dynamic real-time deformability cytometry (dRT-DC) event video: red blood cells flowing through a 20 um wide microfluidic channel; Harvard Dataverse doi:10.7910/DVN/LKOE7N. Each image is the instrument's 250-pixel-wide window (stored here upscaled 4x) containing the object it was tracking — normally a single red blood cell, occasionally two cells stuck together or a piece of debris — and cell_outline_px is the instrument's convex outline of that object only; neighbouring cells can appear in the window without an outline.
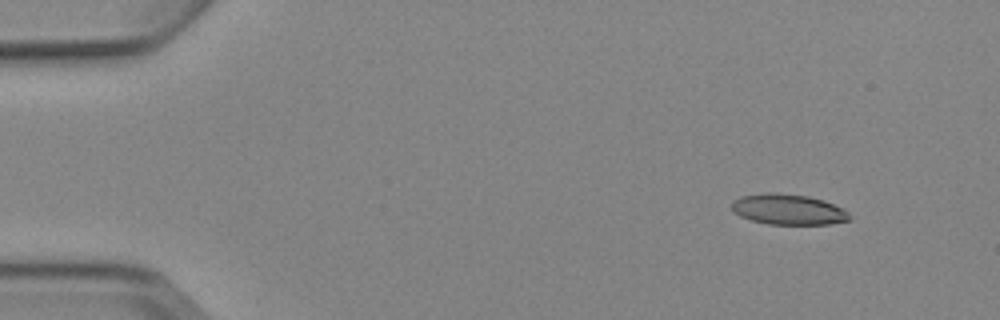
{"species": "Egyptian fruit bat (a non-hibernating species)", "species_latin": "Rousettus aegyptiacus", "temperature_condition": "cold", "stored_images_in_passage": 4, "camera_frame_rate_fps": 3000, "um_per_image_px": 0.085, "animal": {"sex": "female"}, "frame": {"image": 1, "passage_image": 1, "time_ms": 0.0, "image_size_px": [1000, 320], "cell_outline_px": [[852, 220], [828, 224], [768, 224], [752, 220], [740, 216], [732, 212], [732, 200], [740, 196], [808, 196], [824, 200], [844, 208], [848, 212]], "centroid_in_image_um": [67.07, 17.86], "position_along_channel_um": 17.9, "area_um2": 20.11}}
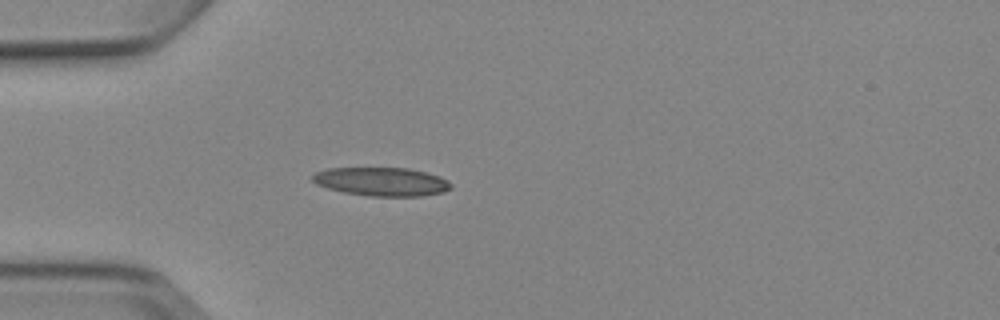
{"frame": {"image": 2, "passage_image": 4, "time_ms": 3.333, "image_size_px": [1000, 320], "cell_outline_px": [[452, 188], [444, 192], [420, 196], [368, 196], [344, 192], [328, 188], [316, 184], [312, 180], [312, 176], [316, 172], [328, 168], [408, 168], [440, 176], [448, 180], [452, 184]], "centroid_in_image_um": [32.46, 15.44], "position_along_channel_um": 52.5, "area_um2": 23.06}}